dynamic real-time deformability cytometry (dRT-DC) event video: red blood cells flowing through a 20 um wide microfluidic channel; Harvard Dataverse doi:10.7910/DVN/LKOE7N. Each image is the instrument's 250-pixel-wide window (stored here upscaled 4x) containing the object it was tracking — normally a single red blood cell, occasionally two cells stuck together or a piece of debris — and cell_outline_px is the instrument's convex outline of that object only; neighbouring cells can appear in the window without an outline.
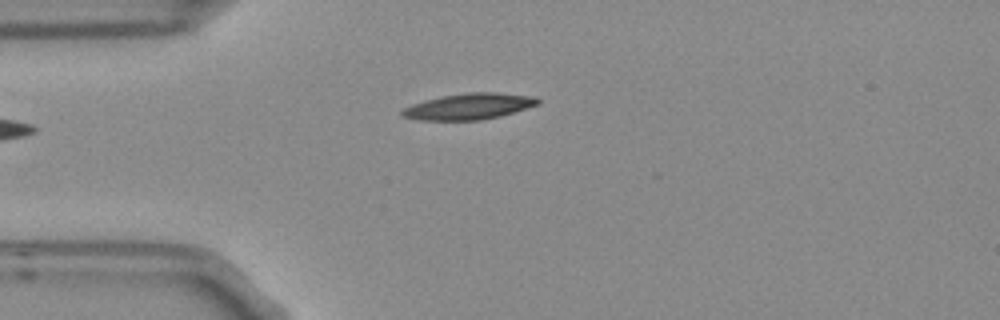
{"species": "Egyptian fruit bat (a non-hibernating species)", "species_latin": "Rousettus aegyptiacus", "temperature_condition": "room temperature", "stored_images_in_passage": 4, "camera_frame_rate_fps": 3000, "um_per_image_px": 0.085, "frame": {"image": 1, "passage_image": 4, "time_ms": 1.0, "image_size_px": [1000, 320], "cell_outline_px": [[540, 104], [500, 116], [480, 120], [416, 120], [400, 116], [400, 112], [404, 108], [412, 104], [424, 100], [440, 96], [468, 92], [496, 92], [536, 96], [540, 100]], "centroid_in_image_um": [39.85, 9.04], "position_along_channel_um": 45.1, "area_um2": 20.87}}